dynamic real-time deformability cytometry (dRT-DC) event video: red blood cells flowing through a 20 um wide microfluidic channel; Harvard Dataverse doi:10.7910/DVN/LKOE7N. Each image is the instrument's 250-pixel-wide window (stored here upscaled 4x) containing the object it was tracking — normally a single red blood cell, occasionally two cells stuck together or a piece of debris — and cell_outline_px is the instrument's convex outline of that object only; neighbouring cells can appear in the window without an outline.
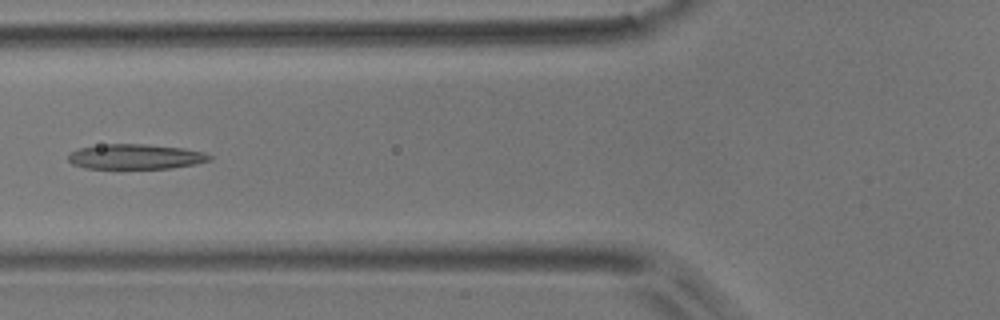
{"species": "common noctule bat (a hibernating species)", "species_latin": "Nyctalus noctula", "temperature_condition": "room temperature", "stored_images_in_passage": 8, "camera_frame_rate_fps": 3000, "um_per_image_px": 0.085, "animal": {"sex": "male", "body_mass_g": 17.9}, "frame": {"image": 1, "passage_image": 6, "time_ms": 6.0, "image_size_px": [1000, 320], "cell_outline_px": [[212, 160], [196, 164], [172, 168], [84, 168], [72, 164], [68, 160], [68, 156], [76, 148], [108, 144], [144, 144], [184, 148], [204, 152], [212, 156]], "centroid_in_image_um": [11.54, 13.31], "position_along_channel_um": 114.3, "area_um2": 20.63}}
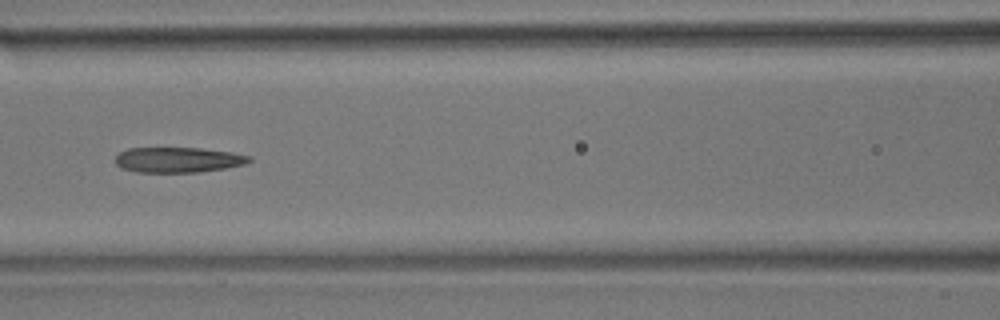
{"frame": {"image": 2, "passage_image": 7, "time_ms": 7.0, "image_size_px": [1000, 320], "cell_outline_px": [[252, 160], [248, 164], [200, 172], [136, 172], [120, 168], [116, 164], [116, 156], [120, 152], [128, 148], [200, 148], [232, 152], [252, 156]], "centroid_in_image_um": [15.17, 13.58], "position_along_channel_um": 151.4, "area_um2": 19.88}}
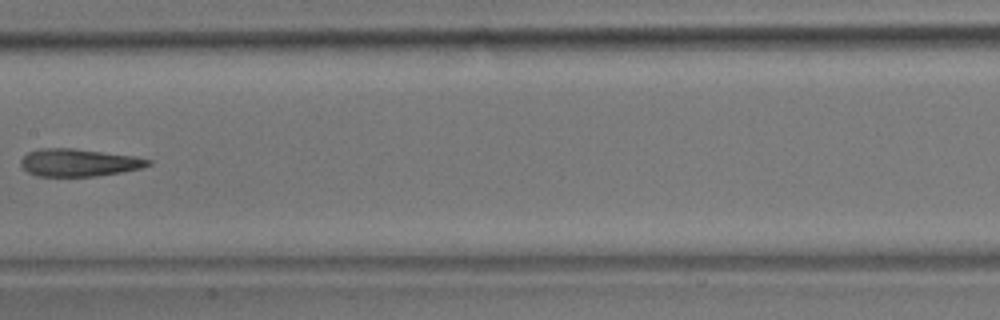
{"frame": {"image": 3, "passage_image": 8, "time_ms": 8.333, "image_size_px": [1000, 320], "cell_outline_px": [[152, 164], [140, 168], [120, 172], [96, 176], [36, 176], [28, 172], [20, 164], [20, 160], [28, 152], [40, 148], [72, 148], [136, 156], [152, 160]], "centroid_in_image_um": [6.7, 13.81], "position_along_channel_um": 200.7, "area_um2": 20.4}}